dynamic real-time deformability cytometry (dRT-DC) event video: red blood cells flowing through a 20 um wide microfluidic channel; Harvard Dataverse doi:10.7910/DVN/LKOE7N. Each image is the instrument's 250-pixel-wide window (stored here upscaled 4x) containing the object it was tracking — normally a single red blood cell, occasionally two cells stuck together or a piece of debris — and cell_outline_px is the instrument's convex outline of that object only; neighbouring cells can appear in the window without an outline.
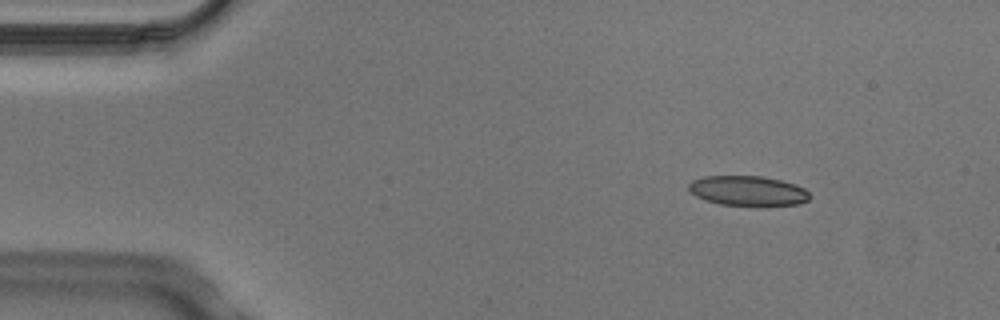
{"species": "Egyptian fruit bat (a non-hibernating species)", "species_latin": "Rousettus aegyptiacus", "temperature_condition": "cold", "stored_images_in_passage": 4, "camera_frame_rate_fps": 3000, "um_per_image_px": 0.085, "animal": {"sex": "male"}, "frame": {"image": 1, "passage_image": 2, "time_ms": 0.333, "image_size_px": [1000, 320], "cell_outline_px": [[808, 200], [800, 204], [760, 208], [720, 204], [704, 200], [696, 196], [688, 188], [688, 184], [692, 180], [704, 176], [760, 176], [780, 180], [796, 184], [804, 188], [808, 192]], "centroid_in_image_um": [63.59, 16.26], "position_along_channel_um": 21.4, "area_um2": 21.73}}